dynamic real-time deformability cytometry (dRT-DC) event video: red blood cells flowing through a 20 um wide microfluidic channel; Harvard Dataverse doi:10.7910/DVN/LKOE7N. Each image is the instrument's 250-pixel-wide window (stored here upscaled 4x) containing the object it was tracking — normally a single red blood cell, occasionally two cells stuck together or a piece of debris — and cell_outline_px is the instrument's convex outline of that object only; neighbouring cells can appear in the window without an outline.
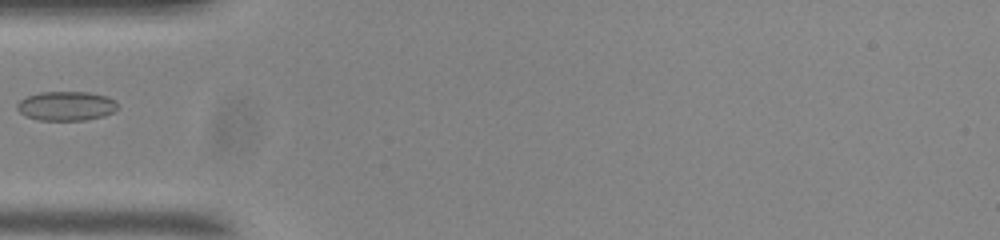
{"species": "common noctule bat (a hibernating species)", "species_latin": "Nyctalus noctula", "temperature_condition": "room temperature", "stored_images_in_passage": 38, "camera_frame_rate_fps": 3000, "um_per_image_px": 0.085, "animal": {"sex": "male", "body_mass_g": 20.0, "forearm_length_mm": 53.3}, "frame": {"image": 1, "passage_image": 1, "time_ms": 0.0, "image_size_px": [1000, 240], "cell_outline_px": [[116, 108], [112, 112], [104, 116], [84, 120], [40, 120], [24, 116], [16, 108], [16, 104], [20, 100], [28, 96], [40, 92], [88, 92], [108, 96], [116, 100]], "centroid_in_image_um": [5.61, 9.0], "position_along_channel_um": 79.4, "area_um2": 17.17}}
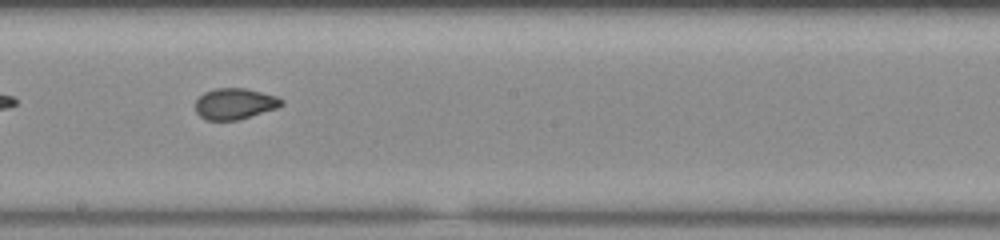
{"frame": {"image": 2, "passage_image": 13, "time_ms": 4.0, "image_size_px": [1000, 240], "cell_outline_px": [[284, 104], [276, 108], [236, 120], [204, 120], [196, 112], [196, 100], [204, 92], [216, 88], [244, 88], [276, 96], [284, 100]], "centroid_in_image_um": [19.93, 8.81], "position_along_channel_um": 228.3, "area_um2": 15.43}}
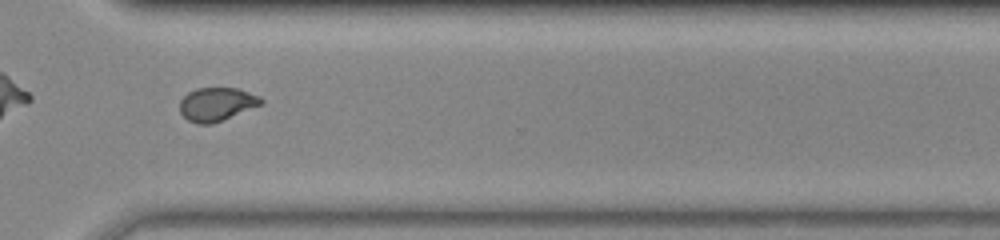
{"frame": {"image": 3, "passage_image": 23, "time_ms": 7.333, "image_size_px": [1000, 240], "cell_outline_px": [[264, 104], [212, 124], [196, 124], [188, 120], [180, 112], [180, 100], [188, 92], [196, 88], [236, 88], [260, 96], [264, 100]], "centroid_in_image_um": [18.43, 8.86], "position_along_channel_um": 352.2, "area_um2": 15.95}}